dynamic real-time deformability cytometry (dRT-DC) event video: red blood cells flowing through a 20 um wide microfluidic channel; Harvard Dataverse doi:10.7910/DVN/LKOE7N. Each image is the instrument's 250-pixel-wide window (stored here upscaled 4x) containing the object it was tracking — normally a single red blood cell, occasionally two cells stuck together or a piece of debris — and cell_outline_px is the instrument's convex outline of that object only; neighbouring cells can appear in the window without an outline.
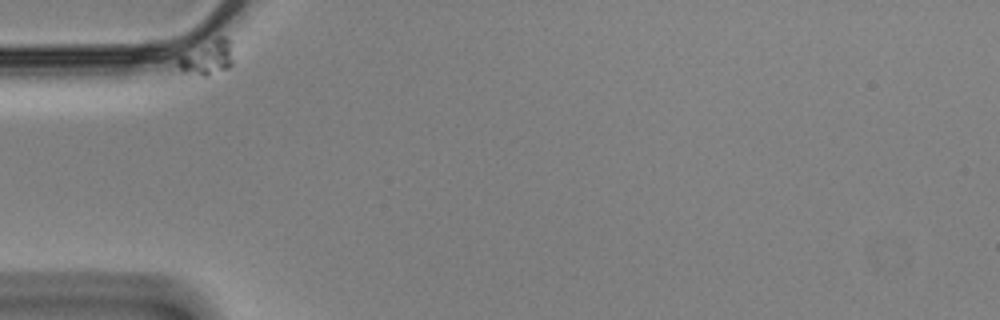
{"species": "Egyptian fruit bat (a non-hibernating species)", "species_latin": "Rousettus aegyptiacus", "temperature_condition": "cold", "stored_images_in_passage": 46, "camera_frame_rate_fps": 3000, "um_per_image_px": 0.085, "animal": {"sex": "male"}, "frame": {"image": 1, "passage_image": 1, "time_ms": 0.0, "image_size_px": [1000, 320], "cell_outline_px": [[232, 64], [228, 68], [208, 76], [200, 76], [184, 72], [176, 64], [176, 56], [216, 36], [224, 36], [232, 40]], "centroid_in_image_um": [17.61, 4.87], "position_along_channel_um": 67.4, "area_um2": 11.62}}
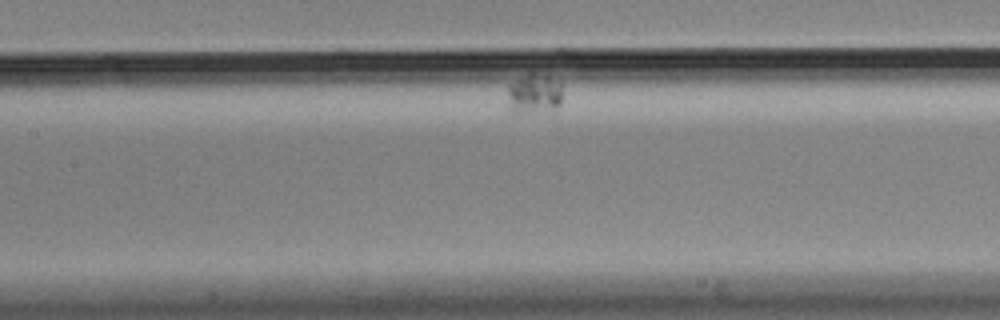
{"frame": {"image": 2, "passage_image": 17, "time_ms": 5.333, "image_size_px": [1000, 320], "cell_outline_px": [[564, 84], [560, 104], [556, 112], [512, 112], [508, 108], [508, 84], [528, 72], [532, 72], [548, 76], [560, 80]], "centroid_in_image_um": [45.47, 7.96], "position_along_channel_um": 161.9, "area_um2": 13.58}}
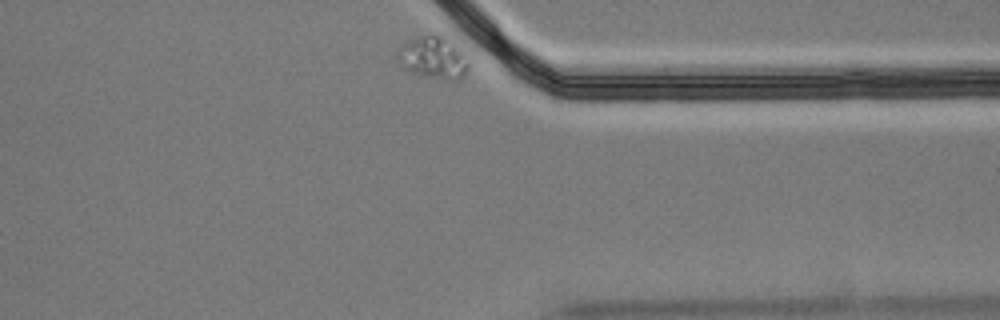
{"frame": {"image": 3, "passage_image": 46, "time_ms": 15.0, "image_size_px": [1000, 320], "cell_outline_px": [[468, 68], [460, 80], [448, 80], [412, 72], [404, 68], [396, 56], [396, 52], [400, 44], [404, 40], [416, 36], [432, 32], [440, 32], [452, 40], [456, 44], [468, 60]], "centroid_in_image_um": [36.8, 4.81], "position_along_channel_um": 374.6, "area_um2": 18.09}}